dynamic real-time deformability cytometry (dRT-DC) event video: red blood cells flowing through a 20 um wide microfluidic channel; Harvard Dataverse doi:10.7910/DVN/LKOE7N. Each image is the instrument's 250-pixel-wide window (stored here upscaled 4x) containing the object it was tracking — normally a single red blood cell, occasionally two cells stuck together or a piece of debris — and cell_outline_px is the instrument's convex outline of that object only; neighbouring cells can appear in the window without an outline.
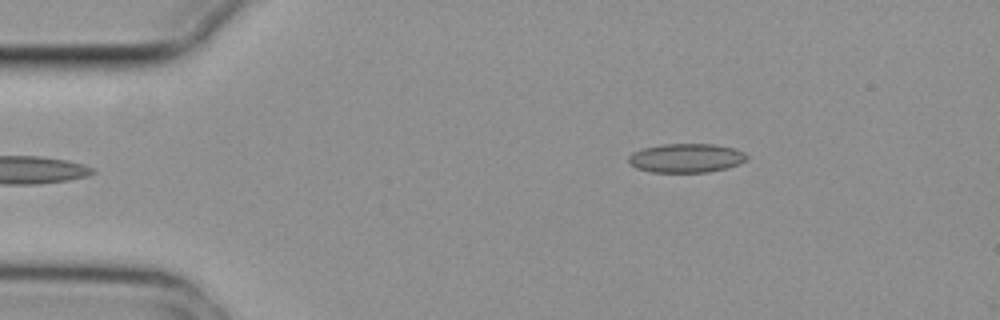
{"species": "common noctule bat (a hibernating species)", "species_latin": "Nyctalus noctula", "temperature_condition": "cold", "stored_images_in_passage": 4, "camera_frame_rate_fps": 3000, "um_per_image_px": 0.085, "animal": {"sex": "female", "body_mass_g": 29.2, "forearm_length_mm": 56.3}, "frame": {"image": 1, "passage_image": 4, "time_ms": 1.0, "image_size_px": [1000, 320], "cell_outline_px": [[748, 156], [740, 164], [728, 168], [708, 172], [652, 172], [636, 168], [628, 160], [628, 156], [632, 152], [640, 148], [660, 144], [716, 144], [732, 148], [744, 152]], "centroid_in_image_um": [58.31, 13.43], "position_along_channel_um": 26.7, "area_um2": 20.11}}